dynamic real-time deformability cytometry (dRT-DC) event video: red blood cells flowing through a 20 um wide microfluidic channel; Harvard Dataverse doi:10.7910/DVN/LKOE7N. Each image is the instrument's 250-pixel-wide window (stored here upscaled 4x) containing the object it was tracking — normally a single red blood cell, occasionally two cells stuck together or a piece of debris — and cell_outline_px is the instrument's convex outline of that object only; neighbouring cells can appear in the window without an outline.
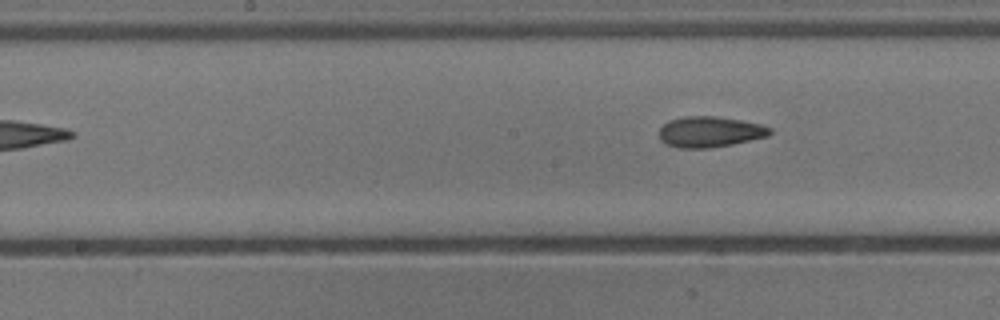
{"species": "common noctule bat (a hibernating species)", "species_latin": "Nyctalus noctula", "temperature_condition": "cold", "stored_images_in_passage": 5, "camera_frame_rate_fps": 3000, "um_per_image_px": 0.085, "animal": {"sex": "male", "body_mass_g": 13.3}, "frame": {"image": 1, "passage_image": 5, "time_ms": 1.333, "image_size_px": [1000, 320], "cell_outline_px": [[772, 132], [768, 136], [732, 144], [708, 148], [680, 148], [664, 144], [660, 140], [660, 128], [668, 120], [684, 116], [716, 116], [740, 120], [760, 124], [772, 128]], "centroid_in_image_um": [60.32, 11.2], "position_along_channel_um": 187.9, "area_um2": 19.88}}